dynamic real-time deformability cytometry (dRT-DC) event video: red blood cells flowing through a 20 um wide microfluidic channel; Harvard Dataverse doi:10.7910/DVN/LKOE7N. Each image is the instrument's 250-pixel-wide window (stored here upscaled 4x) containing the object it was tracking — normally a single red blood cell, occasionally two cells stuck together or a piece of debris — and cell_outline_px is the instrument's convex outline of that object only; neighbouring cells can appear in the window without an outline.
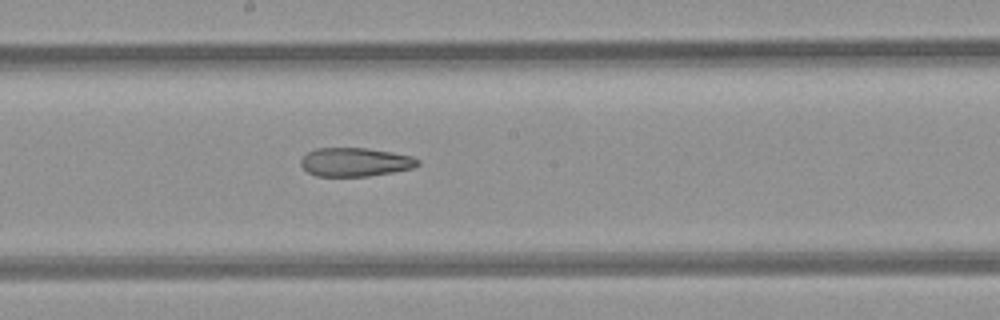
{"species": "common noctule bat (a hibernating species)", "species_latin": "Nyctalus noctula", "temperature_condition": "room temperature", "stored_images_in_passage": 8, "segment_of_instrument_passage": [1, 2], "camera_frame_rate_fps": 3000, "um_per_image_px": 0.085, "animal": {"sex": "female", "body_mass_g": 21.9}, "frame": {"image": 1, "passage_image": 7, "time_ms": 7.0, "image_size_px": [1000, 320], "cell_outline_px": [[420, 164], [412, 168], [392, 172], [368, 176], [316, 176], [308, 172], [300, 164], [300, 160], [308, 152], [316, 148], [368, 148], [392, 152], [412, 156], [420, 160]], "centroid_in_image_um": [30.2, 13.77], "position_along_channel_um": 218.0, "area_um2": 19.54}}